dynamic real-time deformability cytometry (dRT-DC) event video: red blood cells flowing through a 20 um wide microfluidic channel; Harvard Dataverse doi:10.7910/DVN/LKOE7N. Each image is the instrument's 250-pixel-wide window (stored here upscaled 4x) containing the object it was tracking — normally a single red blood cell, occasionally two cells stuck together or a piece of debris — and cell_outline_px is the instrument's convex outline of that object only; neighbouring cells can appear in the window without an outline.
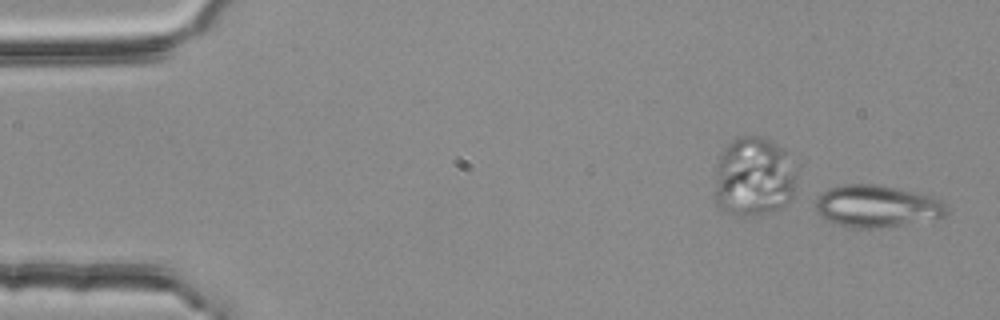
{"species": "common noctule bat (a hibernating species)", "species_latin": "Nyctalus noctula", "temperature_condition": "room temperature", "stored_images_in_passage": 2, "camera_frame_rate_fps": 3000, "um_per_image_px": 0.085, "animal": {"sex": "female", "body_mass_g": 25.1}, "frame": {"image": 1, "passage_image": 2, "time_ms": 0.333, "image_size_px": [1000, 320], "cell_outline_px": [[948, 212], [944, 216], [880, 228], [860, 228], [840, 224], [828, 220], [820, 216], [816, 212], [816, 200], [820, 192], [828, 188], [844, 184], [876, 184], [932, 196], [948, 204]], "centroid_in_image_um": [74.5, 17.51], "position_along_channel_um": 10.5, "area_um2": 31.79}}